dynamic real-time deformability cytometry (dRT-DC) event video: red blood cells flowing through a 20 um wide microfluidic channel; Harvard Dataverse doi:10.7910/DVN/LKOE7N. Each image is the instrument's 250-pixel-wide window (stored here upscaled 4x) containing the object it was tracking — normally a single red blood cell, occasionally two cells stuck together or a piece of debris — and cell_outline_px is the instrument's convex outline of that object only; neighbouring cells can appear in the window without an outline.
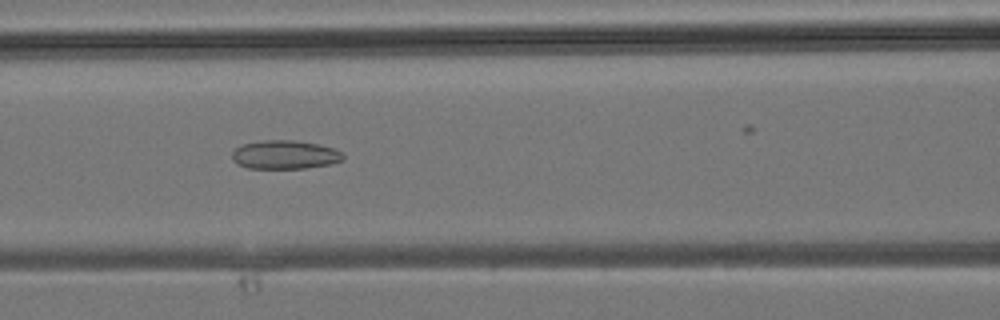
{"species": "common noctule bat (a hibernating species)", "species_latin": "Nyctalus noctula", "temperature_condition": "room temperature", "stored_images_in_passage": 37, "camera_frame_rate_fps": 3000, "um_per_image_px": 0.085, "animal": {"sex": "male", "body_mass_g": 19.2, "forearm_length_mm": 51.8}, "frame": {"image": 1, "passage_image": 16, "time_ms": 5.0, "image_size_px": [1000, 320], "cell_outline_px": [[344, 160], [332, 164], [304, 168], [248, 168], [236, 164], [232, 160], [232, 152], [240, 144], [264, 140], [292, 140], [316, 144], [332, 148], [340, 152], [344, 156]], "centroid_in_image_um": [24.17, 13.15], "position_along_channel_um": 142.4, "area_um2": 18.55}}
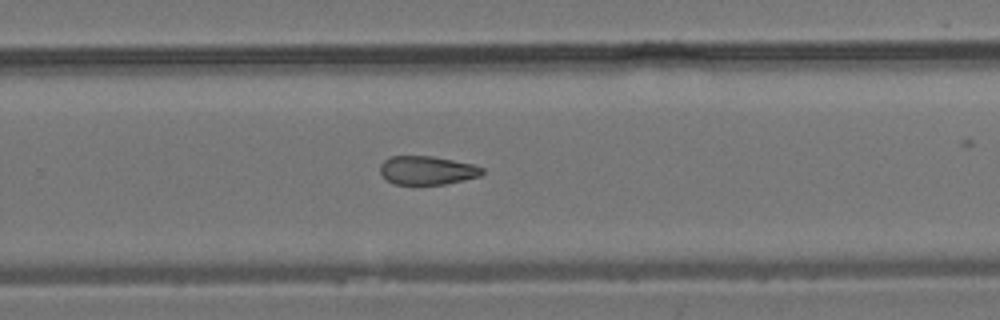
{"frame": {"image": 2, "passage_image": 24, "time_ms": 7.667, "image_size_px": [1000, 320], "cell_outline_px": [[484, 172], [480, 176], [444, 184], [392, 184], [380, 172], [380, 164], [384, 160], [392, 156], [432, 156], [472, 164], [484, 168]], "centroid_in_image_um": [36.3, 14.47], "position_along_channel_um": 293.5, "area_um2": 16.88}}
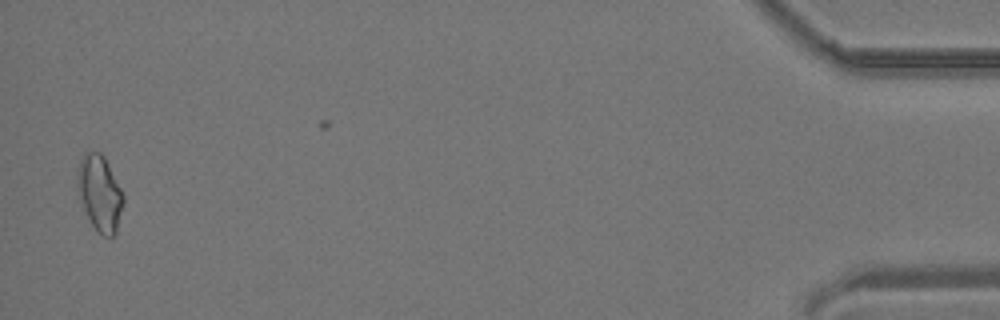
{"frame": {"image": 3, "passage_image": 36, "time_ms": 11.667, "image_size_px": [1000, 320], "cell_outline_px": [[124, 204], [116, 232], [112, 236], [104, 236], [92, 224], [80, 200], [76, 184], [76, 180], [80, 160], [84, 152], [100, 152], [104, 156], [124, 196]], "centroid_in_image_um": [8.48, 16.4], "position_along_channel_um": 426.7, "area_um2": 20.0}}